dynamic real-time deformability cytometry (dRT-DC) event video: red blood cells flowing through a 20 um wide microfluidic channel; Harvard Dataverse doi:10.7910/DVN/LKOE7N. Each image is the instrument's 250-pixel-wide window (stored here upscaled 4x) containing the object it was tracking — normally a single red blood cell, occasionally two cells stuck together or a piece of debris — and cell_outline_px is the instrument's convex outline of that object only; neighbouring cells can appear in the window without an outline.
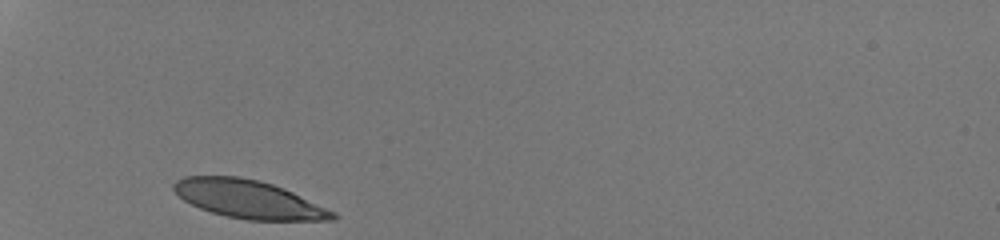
{"species": "human", "species_latin": "Homo sapiens", "temperature_condition": "room temperature", "stored_images_in_passage": 27, "camera_frame_rate_fps": 3000, "um_per_image_px": 0.085, "donor": {"sex": "male"}, "frame": {"image": 1, "passage_image": 1, "time_ms": 0.0, "image_size_px": [1000, 240], "cell_outline_px": [[340, 216], [336, 220], [248, 220], [228, 216], [212, 212], [200, 208], [184, 200], [172, 188], [172, 184], [176, 180], [184, 176], [240, 176], [260, 180], [284, 188], [336, 212]], "centroid_in_image_um": [21.16, 16.93], "position_along_channel_um": 63.8, "area_um2": 35.32}}
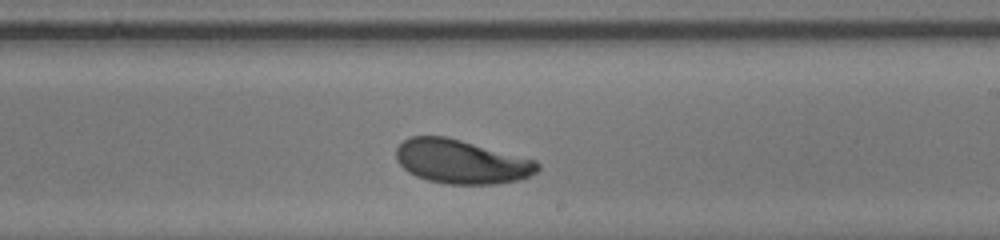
{"frame": {"image": 2, "passage_image": 16, "time_ms": 5.0, "image_size_px": [1000, 240], "cell_outline_px": [[540, 168], [536, 172], [528, 176], [516, 180], [496, 184], [444, 184], [428, 180], [416, 176], [408, 172], [396, 160], [396, 148], [408, 136], [444, 136], [460, 140], [536, 160], [540, 164]], "centroid_in_image_um": [39.19, 13.74], "position_along_channel_um": 249.8, "area_um2": 36.07}}
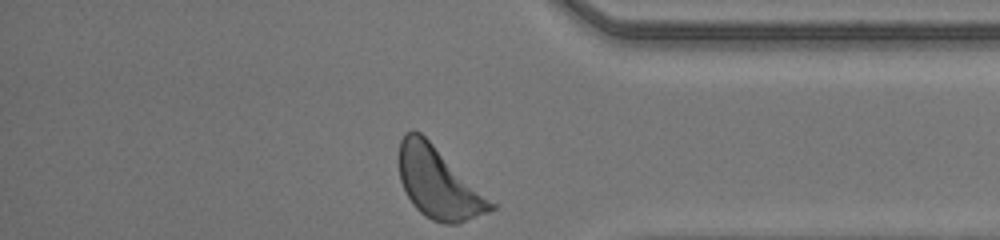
{"frame": {"image": 3, "passage_image": 27, "time_ms": 8.667, "image_size_px": [1000, 240], "cell_outline_px": [[496, 208], [488, 212], [456, 224], [444, 224], [432, 220], [424, 216], [412, 204], [400, 180], [400, 140], [404, 132], [420, 132], [496, 204]], "centroid_in_image_um": [37.27, 15.59], "position_along_channel_um": 397.9, "area_um2": 37.22}, "authors_computed_cell_mechanics": {"area_um2": 36.0672, "velocity_mm_per_s": 4.1958, "shape_relaxation_time_tau1_ms": 3.2351, "shape_relaxation_time_tau2_ms": null, "deformation_change_tau1": 0.1694, "deformation_change_tau2": null}}